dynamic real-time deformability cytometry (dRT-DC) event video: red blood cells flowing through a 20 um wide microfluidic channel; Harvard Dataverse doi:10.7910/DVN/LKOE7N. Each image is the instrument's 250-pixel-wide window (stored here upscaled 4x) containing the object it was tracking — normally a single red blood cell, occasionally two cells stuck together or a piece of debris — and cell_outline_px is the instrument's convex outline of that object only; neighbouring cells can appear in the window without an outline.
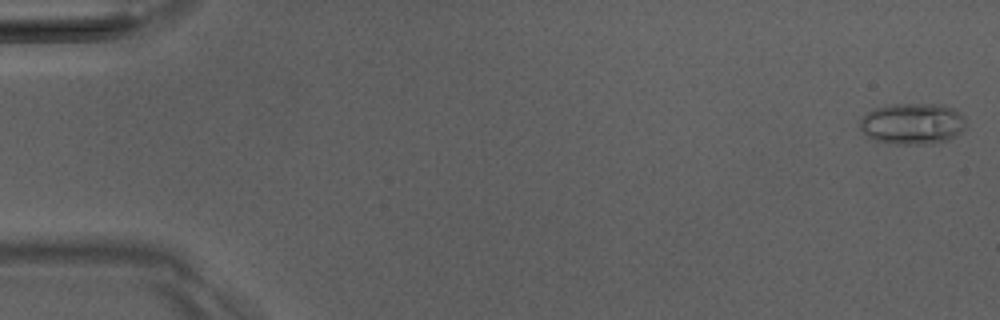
{"species": "Egyptian fruit bat (a non-hibernating species)", "species_latin": "Rousettus aegyptiacus", "temperature_condition": "room temperature", "stored_images_in_passage": 4, "camera_frame_rate_fps": 3000, "um_per_image_px": 0.085, "animal": {"sex": "male"}, "frame": {"image": 1, "passage_image": 1, "time_ms": 0.0, "image_size_px": [1000, 320], "cell_outline_px": [[964, 128], [960, 132], [948, 140], [932, 144], [896, 144], [876, 140], [868, 136], [860, 128], [860, 120], [872, 108], [884, 104], [944, 104], [960, 112], [964, 116]], "centroid_in_image_um": [77.56, 10.5], "position_along_channel_um": 7.4, "area_um2": 25.61}}